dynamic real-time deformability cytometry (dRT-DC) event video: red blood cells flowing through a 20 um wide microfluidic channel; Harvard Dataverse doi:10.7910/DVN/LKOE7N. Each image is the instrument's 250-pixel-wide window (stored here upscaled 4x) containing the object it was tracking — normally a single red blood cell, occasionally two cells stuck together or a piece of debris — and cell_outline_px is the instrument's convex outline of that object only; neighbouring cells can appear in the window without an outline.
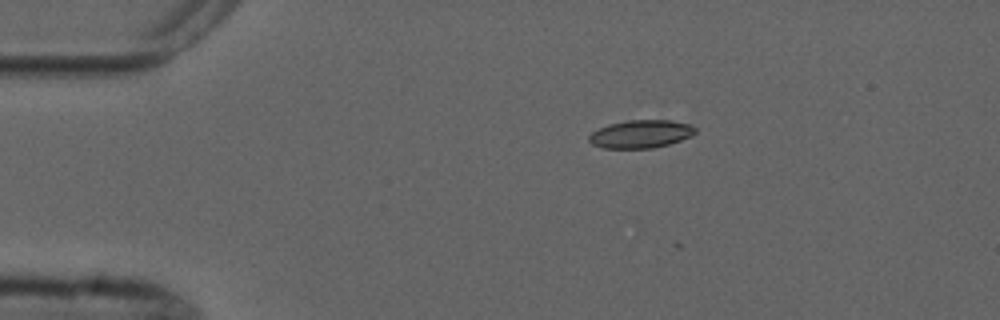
{"species": "common noctule bat (a hibernating species)", "species_latin": "Nyctalus noctula", "temperature_condition": "cold", "stored_images_in_passage": 3, "camera_frame_rate_fps": 3000, "um_per_image_px": 0.085, "animal": {"sex": "male", "forearm_length_mm": 52.5}, "frame": {"image": 1, "passage_image": 1, "time_ms": 0.0, "image_size_px": [1000, 320], "cell_outline_px": [[696, 132], [692, 136], [668, 144], [652, 148], [604, 148], [592, 144], [588, 140], [588, 136], [592, 132], [608, 124], [628, 120], [672, 120], [692, 124], [696, 128]], "centroid_in_image_um": [54.49, 11.38], "position_along_channel_um": 30.5, "area_um2": 17.4}}